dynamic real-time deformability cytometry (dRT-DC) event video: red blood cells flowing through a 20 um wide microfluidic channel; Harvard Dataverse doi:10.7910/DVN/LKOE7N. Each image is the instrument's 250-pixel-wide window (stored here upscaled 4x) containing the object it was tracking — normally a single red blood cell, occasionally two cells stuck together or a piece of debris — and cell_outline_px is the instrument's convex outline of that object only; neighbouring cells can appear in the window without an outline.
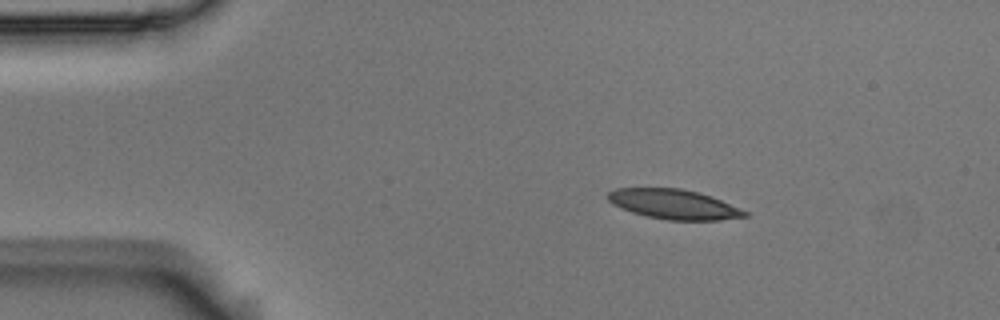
{"species": "Egyptian fruit bat (a non-hibernating species)", "species_latin": "Rousettus aegyptiacus", "temperature_condition": "room temperature", "stored_images_in_passage": 3, "camera_frame_rate_fps": 3000, "um_per_image_px": 0.085, "animal": {"sex": "male"}, "frame": {"image": 1, "passage_image": 1, "time_ms": 0.0, "image_size_px": [1000, 320], "cell_outline_px": [[748, 216], [720, 220], [668, 220], [648, 216], [632, 212], [620, 208], [612, 204], [608, 200], [608, 192], [616, 188], [680, 188], [712, 196], [740, 208], [748, 212]], "centroid_in_image_um": [57.27, 17.36], "position_along_channel_um": 27.7, "area_um2": 23.64}}